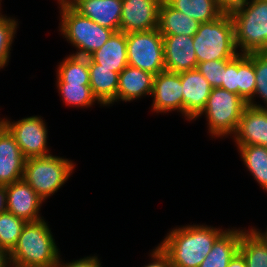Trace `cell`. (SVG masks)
Wrapping results in <instances>:
<instances>
[{
	"label": "cell",
	"instance_id": "1",
	"mask_svg": "<svg viewBox=\"0 0 267 267\" xmlns=\"http://www.w3.org/2000/svg\"><path fill=\"white\" fill-rule=\"evenodd\" d=\"M225 231L200 224L176 227L158 245L168 255L172 267H199Z\"/></svg>",
	"mask_w": 267,
	"mask_h": 267
},
{
	"label": "cell",
	"instance_id": "2",
	"mask_svg": "<svg viewBox=\"0 0 267 267\" xmlns=\"http://www.w3.org/2000/svg\"><path fill=\"white\" fill-rule=\"evenodd\" d=\"M59 249L45 219L27 222L9 253L11 267H56Z\"/></svg>",
	"mask_w": 267,
	"mask_h": 267
},
{
	"label": "cell",
	"instance_id": "3",
	"mask_svg": "<svg viewBox=\"0 0 267 267\" xmlns=\"http://www.w3.org/2000/svg\"><path fill=\"white\" fill-rule=\"evenodd\" d=\"M198 63L232 59L239 54L235 44L234 22L230 13L223 12L210 22L200 23L193 36Z\"/></svg>",
	"mask_w": 267,
	"mask_h": 267
},
{
	"label": "cell",
	"instance_id": "4",
	"mask_svg": "<svg viewBox=\"0 0 267 267\" xmlns=\"http://www.w3.org/2000/svg\"><path fill=\"white\" fill-rule=\"evenodd\" d=\"M230 14L239 53L267 52V1L248 0Z\"/></svg>",
	"mask_w": 267,
	"mask_h": 267
},
{
	"label": "cell",
	"instance_id": "5",
	"mask_svg": "<svg viewBox=\"0 0 267 267\" xmlns=\"http://www.w3.org/2000/svg\"><path fill=\"white\" fill-rule=\"evenodd\" d=\"M59 31L67 42L77 49L72 55L89 57L100 49L114 33L113 30L102 27L90 18L76 12L69 4H59Z\"/></svg>",
	"mask_w": 267,
	"mask_h": 267
},
{
	"label": "cell",
	"instance_id": "6",
	"mask_svg": "<svg viewBox=\"0 0 267 267\" xmlns=\"http://www.w3.org/2000/svg\"><path fill=\"white\" fill-rule=\"evenodd\" d=\"M246 106L247 102L239 95L220 87L212 88L203 111L194 120L205 115L213 138L232 136Z\"/></svg>",
	"mask_w": 267,
	"mask_h": 267
},
{
	"label": "cell",
	"instance_id": "7",
	"mask_svg": "<svg viewBox=\"0 0 267 267\" xmlns=\"http://www.w3.org/2000/svg\"><path fill=\"white\" fill-rule=\"evenodd\" d=\"M75 164L73 161L54 156L26 159L23 179L45 201L67 182Z\"/></svg>",
	"mask_w": 267,
	"mask_h": 267
},
{
	"label": "cell",
	"instance_id": "8",
	"mask_svg": "<svg viewBox=\"0 0 267 267\" xmlns=\"http://www.w3.org/2000/svg\"><path fill=\"white\" fill-rule=\"evenodd\" d=\"M128 65L153 75L165 70L163 36L159 29L126 34Z\"/></svg>",
	"mask_w": 267,
	"mask_h": 267
},
{
	"label": "cell",
	"instance_id": "9",
	"mask_svg": "<svg viewBox=\"0 0 267 267\" xmlns=\"http://www.w3.org/2000/svg\"><path fill=\"white\" fill-rule=\"evenodd\" d=\"M0 122L13 135L26 159L50 155L51 150L47 147L48 129L41 116L35 115L13 122L0 118Z\"/></svg>",
	"mask_w": 267,
	"mask_h": 267
},
{
	"label": "cell",
	"instance_id": "10",
	"mask_svg": "<svg viewBox=\"0 0 267 267\" xmlns=\"http://www.w3.org/2000/svg\"><path fill=\"white\" fill-rule=\"evenodd\" d=\"M163 0H122L120 31H148L158 28L159 9Z\"/></svg>",
	"mask_w": 267,
	"mask_h": 267
},
{
	"label": "cell",
	"instance_id": "11",
	"mask_svg": "<svg viewBox=\"0 0 267 267\" xmlns=\"http://www.w3.org/2000/svg\"><path fill=\"white\" fill-rule=\"evenodd\" d=\"M152 111L156 113L180 112L184 116L181 73L162 71L154 75Z\"/></svg>",
	"mask_w": 267,
	"mask_h": 267
},
{
	"label": "cell",
	"instance_id": "12",
	"mask_svg": "<svg viewBox=\"0 0 267 267\" xmlns=\"http://www.w3.org/2000/svg\"><path fill=\"white\" fill-rule=\"evenodd\" d=\"M5 187L7 212L26 222L38 221L44 218L39 213L42 203L45 201L24 179Z\"/></svg>",
	"mask_w": 267,
	"mask_h": 267
},
{
	"label": "cell",
	"instance_id": "13",
	"mask_svg": "<svg viewBox=\"0 0 267 267\" xmlns=\"http://www.w3.org/2000/svg\"><path fill=\"white\" fill-rule=\"evenodd\" d=\"M162 36L166 71L182 73L196 69L198 61L193 47V37L187 35Z\"/></svg>",
	"mask_w": 267,
	"mask_h": 267
},
{
	"label": "cell",
	"instance_id": "14",
	"mask_svg": "<svg viewBox=\"0 0 267 267\" xmlns=\"http://www.w3.org/2000/svg\"><path fill=\"white\" fill-rule=\"evenodd\" d=\"M25 162L13 135L0 122V186L23 179Z\"/></svg>",
	"mask_w": 267,
	"mask_h": 267
},
{
	"label": "cell",
	"instance_id": "15",
	"mask_svg": "<svg viewBox=\"0 0 267 267\" xmlns=\"http://www.w3.org/2000/svg\"><path fill=\"white\" fill-rule=\"evenodd\" d=\"M181 83L184 117L192 121L203 111L212 86L197 69L182 72Z\"/></svg>",
	"mask_w": 267,
	"mask_h": 267
},
{
	"label": "cell",
	"instance_id": "16",
	"mask_svg": "<svg viewBox=\"0 0 267 267\" xmlns=\"http://www.w3.org/2000/svg\"><path fill=\"white\" fill-rule=\"evenodd\" d=\"M68 4L102 27L120 31L122 0H71Z\"/></svg>",
	"mask_w": 267,
	"mask_h": 267
},
{
	"label": "cell",
	"instance_id": "17",
	"mask_svg": "<svg viewBox=\"0 0 267 267\" xmlns=\"http://www.w3.org/2000/svg\"><path fill=\"white\" fill-rule=\"evenodd\" d=\"M232 137L236 145L267 147V109L247 105Z\"/></svg>",
	"mask_w": 267,
	"mask_h": 267
},
{
	"label": "cell",
	"instance_id": "18",
	"mask_svg": "<svg viewBox=\"0 0 267 267\" xmlns=\"http://www.w3.org/2000/svg\"><path fill=\"white\" fill-rule=\"evenodd\" d=\"M153 79L152 73L127 65L119 73L116 102H133L142 96H151Z\"/></svg>",
	"mask_w": 267,
	"mask_h": 267
},
{
	"label": "cell",
	"instance_id": "19",
	"mask_svg": "<svg viewBox=\"0 0 267 267\" xmlns=\"http://www.w3.org/2000/svg\"><path fill=\"white\" fill-rule=\"evenodd\" d=\"M89 58L104 68L120 73L128 65L126 34L122 31L114 32Z\"/></svg>",
	"mask_w": 267,
	"mask_h": 267
},
{
	"label": "cell",
	"instance_id": "20",
	"mask_svg": "<svg viewBox=\"0 0 267 267\" xmlns=\"http://www.w3.org/2000/svg\"><path fill=\"white\" fill-rule=\"evenodd\" d=\"M90 88L96 99L104 106L116 102L119 73L94 63L88 57Z\"/></svg>",
	"mask_w": 267,
	"mask_h": 267
},
{
	"label": "cell",
	"instance_id": "21",
	"mask_svg": "<svg viewBox=\"0 0 267 267\" xmlns=\"http://www.w3.org/2000/svg\"><path fill=\"white\" fill-rule=\"evenodd\" d=\"M245 230L228 229L215 241L210 253L199 267H227L239 250L241 235Z\"/></svg>",
	"mask_w": 267,
	"mask_h": 267
},
{
	"label": "cell",
	"instance_id": "22",
	"mask_svg": "<svg viewBox=\"0 0 267 267\" xmlns=\"http://www.w3.org/2000/svg\"><path fill=\"white\" fill-rule=\"evenodd\" d=\"M200 22L172 8L165 0L159 9L158 29L162 35H187L193 37Z\"/></svg>",
	"mask_w": 267,
	"mask_h": 267
},
{
	"label": "cell",
	"instance_id": "23",
	"mask_svg": "<svg viewBox=\"0 0 267 267\" xmlns=\"http://www.w3.org/2000/svg\"><path fill=\"white\" fill-rule=\"evenodd\" d=\"M239 155L254 180L267 191V147L261 145H236Z\"/></svg>",
	"mask_w": 267,
	"mask_h": 267
},
{
	"label": "cell",
	"instance_id": "24",
	"mask_svg": "<svg viewBox=\"0 0 267 267\" xmlns=\"http://www.w3.org/2000/svg\"><path fill=\"white\" fill-rule=\"evenodd\" d=\"M172 8L200 22H210L218 18L223 11L216 0H165Z\"/></svg>",
	"mask_w": 267,
	"mask_h": 267
},
{
	"label": "cell",
	"instance_id": "25",
	"mask_svg": "<svg viewBox=\"0 0 267 267\" xmlns=\"http://www.w3.org/2000/svg\"><path fill=\"white\" fill-rule=\"evenodd\" d=\"M238 252L247 267H267V244L252 228L242 233Z\"/></svg>",
	"mask_w": 267,
	"mask_h": 267
},
{
	"label": "cell",
	"instance_id": "26",
	"mask_svg": "<svg viewBox=\"0 0 267 267\" xmlns=\"http://www.w3.org/2000/svg\"><path fill=\"white\" fill-rule=\"evenodd\" d=\"M56 77V85L59 90L58 92L62 97L61 99L67 106L88 108L92 107V105L96 102L102 106V104L93 95L90 85L64 83L57 75Z\"/></svg>",
	"mask_w": 267,
	"mask_h": 267
},
{
	"label": "cell",
	"instance_id": "27",
	"mask_svg": "<svg viewBox=\"0 0 267 267\" xmlns=\"http://www.w3.org/2000/svg\"><path fill=\"white\" fill-rule=\"evenodd\" d=\"M59 64L56 74L64 83L90 85L88 57L70 54Z\"/></svg>",
	"mask_w": 267,
	"mask_h": 267
},
{
	"label": "cell",
	"instance_id": "28",
	"mask_svg": "<svg viewBox=\"0 0 267 267\" xmlns=\"http://www.w3.org/2000/svg\"><path fill=\"white\" fill-rule=\"evenodd\" d=\"M253 53L238 54V95L248 102L255 93Z\"/></svg>",
	"mask_w": 267,
	"mask_h": 267
},
{
	"label": "cell",
	"instance_id": "29",
	"mask_svg": "<svg viewBox=\"0 0 267 267\" xmlns=\"http://www.w3.org/2000/svg\"><path fill=\"white\" fill-rule=\"evenodd\" d=\"M26 223L12 213H0V247L10 253L16 246Z\"/></svg>",
	"mask_w": 267,
	"mask_h": 267
},
{
	"label": "cell",
	"instance_id": "30",
	"mask_svg": "<svg viewBox=\"0 0 267 267\" xmlns=\"http://www.w3.org/2000/svg\"><path fill=\"white\" fill-rule=\"evenodd\" d=\"M253 64L255 71V93L253 97L247 102V105L255 108L267 109V52H255L253 53ZM260 97L265 106L257 104L256 98Z\"/></svg>",
	"mask_w": 267,
	"mask_h": 267
},
{
	"label": "cell",
	"instance_id": "31",
	"mask_svg": "<svg viewBox=\"0 0 267 267\" xmlns=\"http://www.w3.org/2000/svg\"><path fill=\"white\" fill-rule=\"evenodd\" d=\"M1 11V10H0ZM18 21L0 12V69L8 65Z\"/></svg>",
	"mask_w": 267,
	"mask_h": 267
},
{
	"label": "cell",
	"instance_id": "32",
	"mask_svg": "<svg viewBox=\"0 0 267 267\" xmlns=\"http://www.w3.org/2000/svg\"><path fill=\"white\" fill-rule=\"evenodd\" d=\"M231 59L200 62L196 69L207 79L212 88H218L223 83V67Z\"/></svg>",
	"mask_w": 267,
	"mask_h": 267
},
{
	"label": "cell",
	"instance_id": "33",
	"mask_svg": "<svg viewBox=\"0 0 267 267\" xmlns=\"http://www.w3.org/2000/svg\"><path fill=\"white\" fill-rule=\"evenodd\" d=\"M220 88L238 95V55L223 67V83Z\"/></svg>",
	"mask_w": 267,
	"mask_h": 267
},
{
	"label": "cell",
	"instance_id": "34",
	"mask_svg": "<svg viewBox=\"0 0 267 267\" xmlns=\"http://www.w3.org/2000/svg\"><path fill=\"white\" fill-rule=\"evenodd\" d=\"M56 267H102L100 259L97 256H87L78 260H73L69 263H63L59 258Z\"/></svg>",
	"mask_w": 267,
	"mask_h": 267
},
{
	"label": "cell",
	"instance_id": "35",
	"mask_svg": "<svg viewBox=\"0 0 267 267\" xmlns=\"http://www.w3.org/2000/svg\"><path fill=\"white\" fill-rule=\"evenodd\" d=\"M151 254L152 261L142 267H172L168 255L158 245Z\"/></svg>",
	"mask_w": 267,
	"mask_h": 267
},
{
	"label": "cell",
	"instance_id": "36",
	"mask_svg": "<svg viewBox=\"0 0 267 267\" xmlns=\"http://www.w3.org/2000/svg\"><path fill=\"white\" fill-rule=\"evenodd\" d=\"M248 0H216L219 8L226 13H230L232 10L243 6Z\"/></svg>",
	"mask_w": 267,
	"mask_h": 267
},
{
	"label": "cell",
	"instance_id": "37",
	"mask_svg": "<svg viewBox=\"0 0 267 267\" xmlns=\"http://www.w3.org/2000/svg\"><path fill=\"white\" fill-rule=\"evenodd\" d=\"M227 267H247L243 256L237 252Z\"/></svg>",
	"mask_w": 267,
	"mask_h": 267
},
{
	"label": "cell",
	"instance_id": "38",
	"mask_svg": "<svg viewBox=\"0 0 267 267\" xmlns=\"http://www.w3.org/2000/svg\"><path fill=\"white\" fill-rule=\"evenodd\" d=\"M0 267H11L9 253L0 247Z\"/></svg>",
	"mask_w": 267,
	"mask_h": 267
},
{
	"label": "cell",
	"instance_id": "39",
	"mask_svg": "<svg viewBox=\"0 0 267 267\" xmlns=\"http://www.w3.org/2000/svg\"><path fill=\"white\" fill-rule=\"evenodd\" d=\"M7 212L6 187L0 186V213Z\"/></svg>",
	"mask_w": 267,
	"mask_h": 267
},
{
	"label": "cell",
	"instance_id": "40",
	"mask_svg": "<svg viewBox=\"0 0 267 267\" xmlns=\"http://www.w3.org/2000/svg\"><path fill=\"white\" fill-rule=\"evenodd\" d=\"M262 239H263V241L267 244V229H266V231L265 232H261L262 231V229L260 230H258L257 228H255V227H253L252 228Z\"/></svg>",
	"mask_w": 267,
	"mask_h": 267
},
{
	"label": "cell",
	"instance_id": "41",
	"mask_svg": "<svg viewBox=\"0 0 267 267\" xmlns=\"http://www.w3.org/2000/svg\"><path fill=\"white\" fill-rule=\"evenodd\" d=\"M58 4H68V0H57Z\"/></svg>",
	"mask_w": 267,
	"mask_h": 267
}]
</instances>
